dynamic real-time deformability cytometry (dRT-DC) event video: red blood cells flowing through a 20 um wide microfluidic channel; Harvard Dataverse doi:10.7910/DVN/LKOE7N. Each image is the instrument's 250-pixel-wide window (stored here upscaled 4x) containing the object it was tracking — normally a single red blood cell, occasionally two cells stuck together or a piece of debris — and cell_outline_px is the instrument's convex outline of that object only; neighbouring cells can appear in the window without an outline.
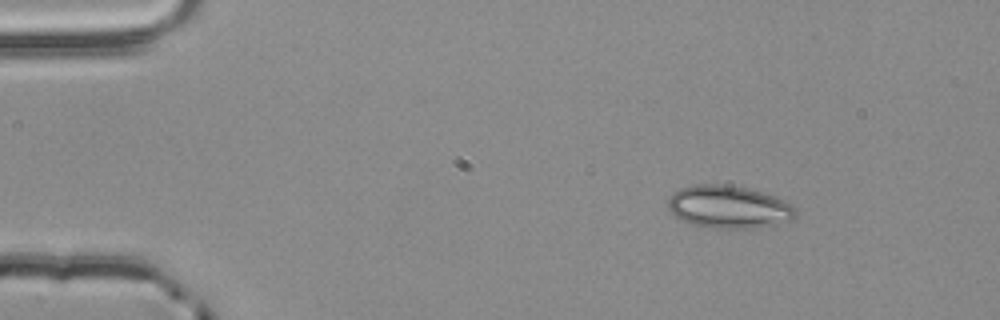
{"species": "common noctule bat (a hibernating species)", "species_latin": "Nyctalus noctula", "temperature_condition": "room temperature", "stored_images_in_passage": 3, "camera_frame_rate_fps": 3000, "um_per_image_px": 0.085, "animal": {"sex": "male", "body_mass_g": 20.4}, "frame": {"image": 1, "passage_image": 1, "time_ms": 0.0, "image_size_px": [1000, 320], "cell_outline_px": [[796, 212], [792, 220], [756, 228], [712, 228], [692, 224], [680, 220], [668, 208], [668, 200], [680, 188], [696, 184], [724, 184], [744, 188], [760, 192], [772, 196], [792, 204], [796, 208]], "centroid_in_image_um": [61.93, 17.6], "position_along_channel_um": 23.1, "area_um2": 31.39}}